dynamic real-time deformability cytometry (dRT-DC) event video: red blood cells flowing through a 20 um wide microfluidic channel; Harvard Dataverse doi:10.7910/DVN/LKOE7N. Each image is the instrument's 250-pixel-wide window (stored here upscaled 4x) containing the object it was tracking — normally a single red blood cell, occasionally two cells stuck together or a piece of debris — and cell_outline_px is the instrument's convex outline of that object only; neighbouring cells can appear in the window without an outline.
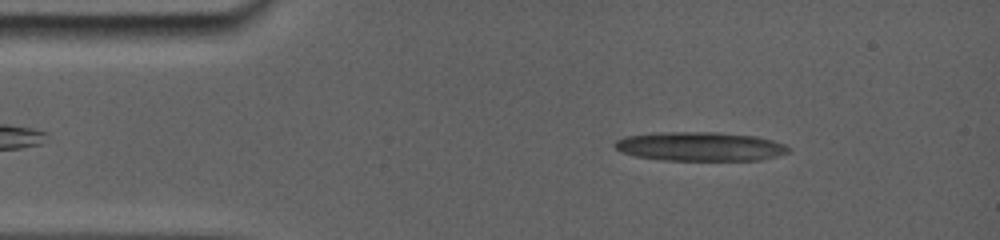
{"species": "common noctule bat (a hibernating species)", "species_latin": "Nyctalus noctula", "temperature_condition": "room temperature", "stored_images_in_passage": 5, "camera_frame_rate_fps": 5000, "um_per_image_px": 0.085, "animal": {"sex": "female", "body_mass_g": 19.0, "forearm_length_mm": 56.7}, "frame": {"image": 1, "passage_image": 5, "time_ms": 1.8, "image_size_px": [1000, 240], "cell_outline_px": [[788, 148], [784, 152], [752, 160], [672, 160], [640, 156], [616, 148], [616, 144], [620, 140], [632, 136], [684, 132], [704, 132], [748, 136], [764, 140]], "centroid_in_image_um": [59.44, 12.46], "position_along_channel_um": 25.6, "area_um2": 26.76}}